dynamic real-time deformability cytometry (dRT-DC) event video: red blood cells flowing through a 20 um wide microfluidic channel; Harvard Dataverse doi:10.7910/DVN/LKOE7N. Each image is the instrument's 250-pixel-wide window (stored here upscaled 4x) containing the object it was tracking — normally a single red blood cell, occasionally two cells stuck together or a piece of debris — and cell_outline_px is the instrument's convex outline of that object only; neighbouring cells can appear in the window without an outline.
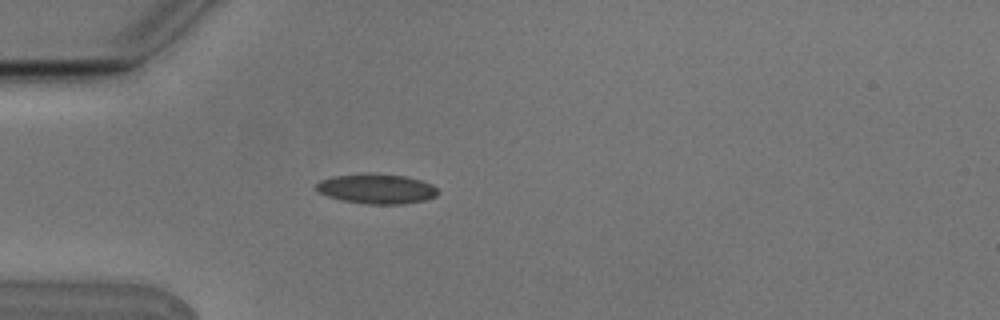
{"species": "Egyptian fruit bat (a non-hibernating species)", "species_latin": "Rousettus aegyptiacus", "temperature_condition": "cold", "stored_images_in_passage": 3, "camera_frame_rate_fps": 3000, "um_per_image_px": 0.085, "animal": {"sex": "male"}, "frame": {"image": 1, "passage_image": 3, "time_ms": 0.667, "image_size_px": [1000, 320], "cell_outline_px": [[440, 192], [436, 196], [424, 200], [404, 204], [368, 204], [340, 200], [328, 196], [320, 192], [316, 188], [316, 184], [320, 180], [332, 176], [364, 172], [372, 172], [404, 176], [420, 180], [432, 184]], "centroid_in_image_um": [32.0, 16.03], "position_along_channel_um": 53.0, "area_um2": 21.44}}